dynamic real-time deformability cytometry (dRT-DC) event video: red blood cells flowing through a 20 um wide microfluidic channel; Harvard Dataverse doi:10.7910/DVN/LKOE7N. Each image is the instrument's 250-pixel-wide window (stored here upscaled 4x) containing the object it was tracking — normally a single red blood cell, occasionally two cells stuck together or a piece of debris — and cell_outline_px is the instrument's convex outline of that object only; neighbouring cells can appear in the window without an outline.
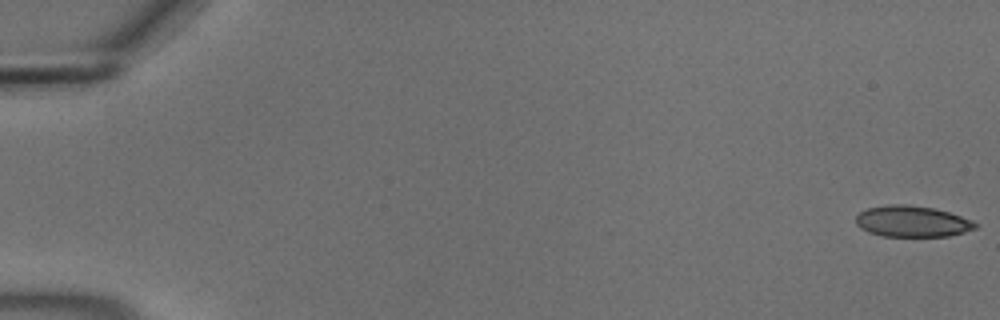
{"species": "common noctule bat (a hibernating species)", "species_latin": "Nyctalus noctula", "temperature_condition": "cold", "stored_images_in_passage": 29, "camera_frame_rate_fps": 3000, "um_per_image_px": 0.085, "animal": {"sex": "male", "body_mass_g": 18.8}, "frame": {"image": 1, "passage_image": 1, "time_ms": 0.0, "image_size_px": [1000, 320], "cell_outline_px": [[976, 228], [964, 232], [948, 236], [884, 236], [868, 232], [860, 228], [856, 224], [856, 216], [860, 212], [868, 208], [892, 204], [908, 204], [932, 208], [948, 212], [972, 220], [976, 224]], "centroid_in_image_um": [77.51, 18.82], "position_along_channel_um": 7.5, "area_um2": 21.5}}
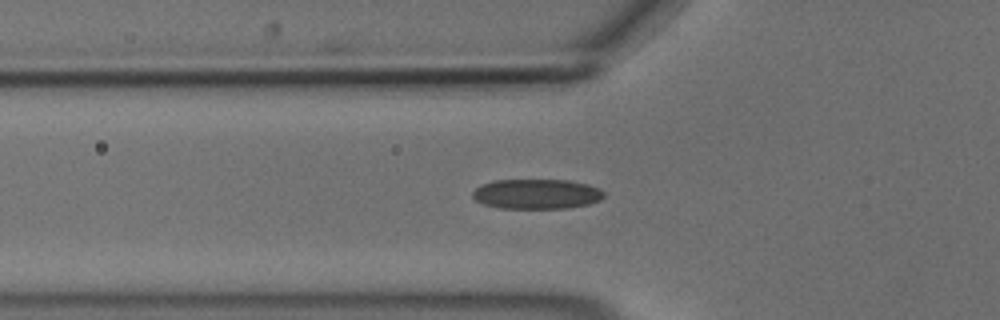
{"frame": {"image": 2, "passage_image": 20, "time_ms": 6.333, "image_size_px": [1000, 320], "cell_outline_px": [[604, 196], [600, 200], [588, 204], [568, 208], [500, 208], [484, 204], [476, 200], [472, 196], [472, 192], [480, 184], [492, 180], [568, 180], [588, 184], [600, 188], [604, 192]], "centroid_in_image_um": [45.61, 16.48], "position_along_channel_um": 80.2, "area_um2": 23.0}}
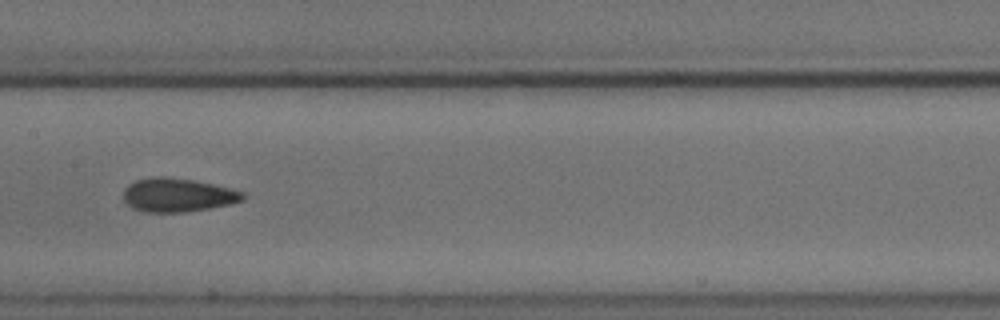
{"frame": {"image": 3, "passage_image": 29, "time_ms": 9.333, "image_size_px": [1000, 320], "cell_outline_px": [[248, 196], [244, 200], [232, 204], [184, 212], [144, 212], [132, 208], [124, 200], [124, 188], [128, 184], [136, 180], [160, 176], [164, 176], [192, 180], [212, 184], [244, 192]], "centroid_in_image_um": [15.12, 16.58], "position_along_channel_um": 192.3, "area_um2": 23.41}}